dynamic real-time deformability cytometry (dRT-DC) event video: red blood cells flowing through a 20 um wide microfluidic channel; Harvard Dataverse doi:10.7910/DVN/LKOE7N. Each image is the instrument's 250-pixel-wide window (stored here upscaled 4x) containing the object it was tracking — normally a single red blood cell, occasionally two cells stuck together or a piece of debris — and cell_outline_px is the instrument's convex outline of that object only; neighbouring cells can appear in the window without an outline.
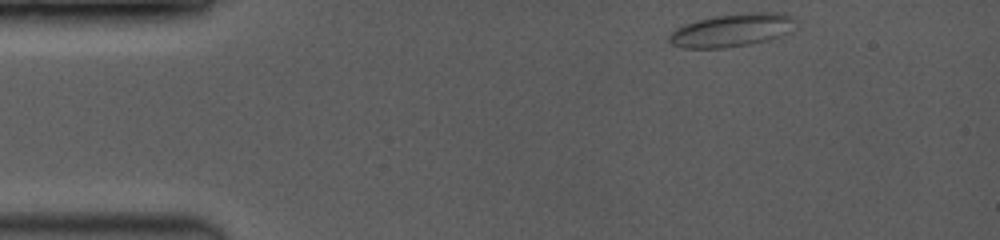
{"species": "common noctule bat (a hibernating species)", "species_latin": "Nyctalus noctula", "temperature_condition": "room temperature", "stored_images_in_passage": 12, "camera_frame_rate_fps": 3500, "um_per_image_px": 0.085, "animal": {"sex": "female", "body_mass_g": 19.0, "forearm_length_mm": 53.3}, "frame": {"image": 1, "passage_image": 1, "time_ms": 0.0, "image_size_px": [1000, 240], "cell_outline_px": [[792, 32], [784, 36], [772, 40], [752, 44], [724, 48], [684, 48], [672, 44], [668, 40], [668, 36], [672, 32], [688, 24], [700, 20], [720, 16], [756, 12], [792, 16]], "centroid_in_image_um": [62.24, 2.62], "position_along_channel_um": 22.8, "area_um2": 23.7}}
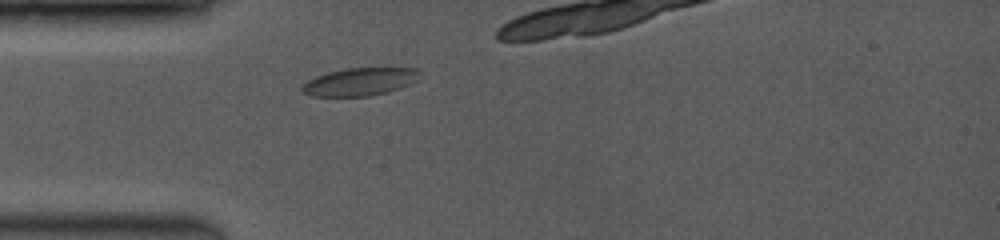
{"frame": {"image": 2, "passage_image": 6, "time_ms": 2.571, "image_size_px": [1000, 240], "cell_outline_px": [[420, 72], [416, 80], [412, 84], [388, 92], [368, 96], [312, 96], [300, 92], [300, 88], [308, 80], [316, 76], [328, 72], [344, 68], [416, 68]], "centroid_in_image_um": [30.57, 6.95], "position_along_channel_um": 54.4, "area_um2": 19.13}}
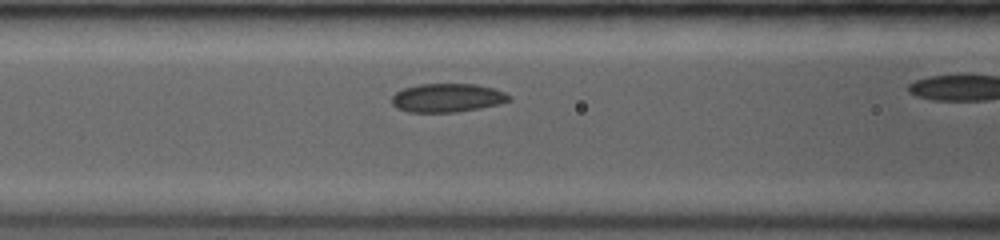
{"frame": {"image": 3, "passage_image": 10, "time_ms": 4.571, "image_size_px": [1000, 240], "cell_outline_px": [[512, 100], [480, 108], [456, 112], [408, 112], [396, 108], [392, 104], [392, 96], [396, 92], [404, 88], [420, 84], [476, 84], [492, 88], [504, 92], [512, 96]], "centroid_in_image_um": [38.01, 8.32], "position_along_channel_um": 128.6, "area_um2": 19.54}}